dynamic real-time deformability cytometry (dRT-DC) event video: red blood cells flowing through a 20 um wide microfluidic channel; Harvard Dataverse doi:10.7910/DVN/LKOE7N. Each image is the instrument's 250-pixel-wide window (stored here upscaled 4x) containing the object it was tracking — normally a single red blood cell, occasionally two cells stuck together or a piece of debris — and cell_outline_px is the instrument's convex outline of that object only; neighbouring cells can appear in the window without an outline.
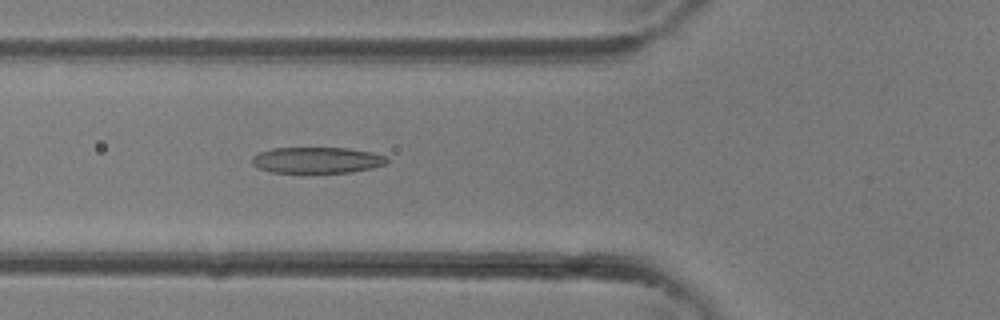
{"species": "common noctule bat (a hibernating species)", "species_latin": "Nyctalus noctula", "temperature_condition": "room temperature", "stored_images_in_passage": 28, "camera_frame_rate_fps": 3000, "um_per_image_px": 0.085, "animal": {"sex": "female"}, "frame": {"image": 1, "passage_image": 5, "time_ms": 1.333, "image_size_px": [1000, 320], "cell_outline_px": [[388, 160], [384, 164], [372, 168], [352, 172], [272, 172], [256, 168], [252, 164], [252, 156], [260, 152], [272, 148], [348, 148], [372, 152], [388, 156]], "centroid_in_image_um": [26.94, 13.6], "position_along_channel_um": 98.9, "area_um2": 20.52}}
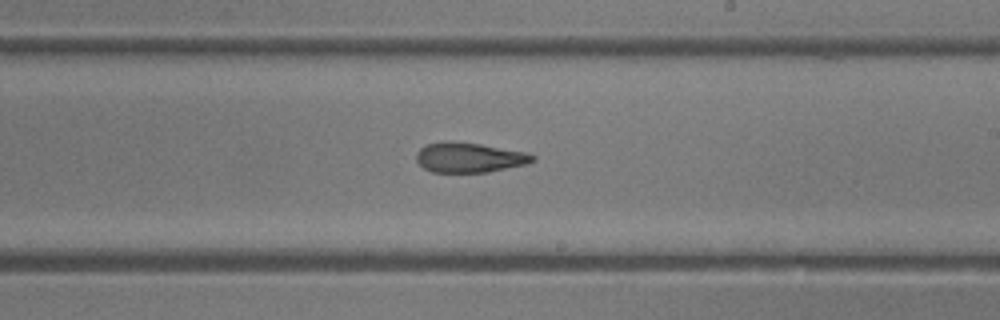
{"frame": {"image": 2, "passage_image": 13, "time_ms": 4.0, "image_size_px": [1000, 320], "cell_outline_px": [[536, 160], [528, 164], [488, 172], [432, 172], [424, 168], [416, 160], [416, 152], [420, 148], [428, 144], [448, 140], [480, 144], [528, 152], [536, 156]], "centroid_in_image_um": [39.92, 13.38], "position_along_channel_um": 249.1, "area_um2": 20.46}}
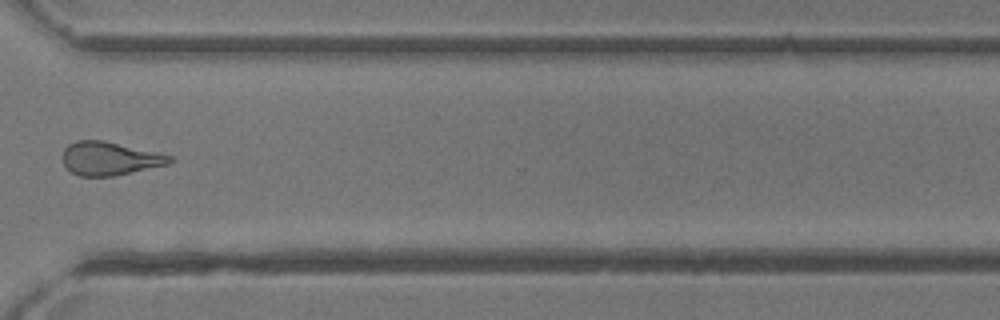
{"frame": {"image": 3, "passage_image": 19, "time_ms": 6.0, "image_size_px": [1000, 320], "cell_outline_px": [[172, 160], [168, 164], [112, 176], [80, 176], [72, 172], [64, 164], [64, 148], [68, 144], [76, 140], [104, 140], [156, 152], [172, 156]], "centroid_in_image_um": [9.3, 13.46], "position_along_channel_um": 361.3, "area_um2": 20.52}}